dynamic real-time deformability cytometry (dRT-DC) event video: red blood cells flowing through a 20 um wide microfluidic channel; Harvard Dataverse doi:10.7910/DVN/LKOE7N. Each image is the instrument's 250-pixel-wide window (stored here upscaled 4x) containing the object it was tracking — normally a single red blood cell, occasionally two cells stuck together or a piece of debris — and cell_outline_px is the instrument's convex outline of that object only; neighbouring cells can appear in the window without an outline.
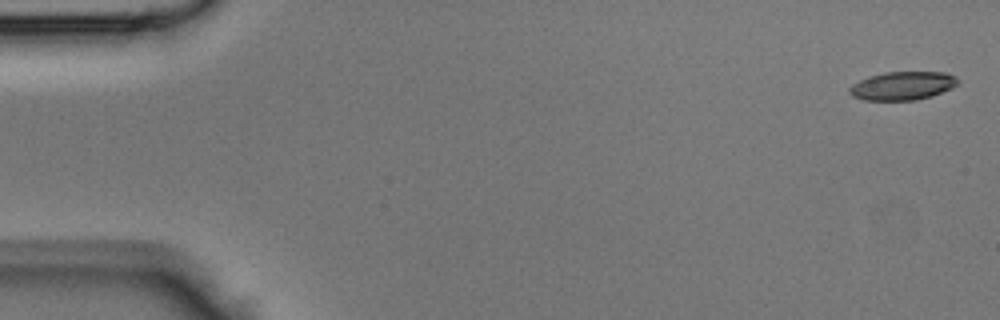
{"species": "Egyptian fruit bat (a non-hibernating species)", "species_latin": "Rousettus aegyptiacus", "temperature_condition": "room temperature", "stored_images_in_passage": 43, "camera_frame_rate_fps": 3000, "um_per_image_px": 0.085, "animal": {"sex": "male"}, "frame": {"image": 1, "passage_image": 1, "time_ms": 0.0, "image_size_px": [1000, 320], "cell_outline_px": [[960, 80], [952, 88], [932, 96], [916, 100], [864, 100], [852, 96], [848, 92], [848, 88], [852, 84], [868, 76], [884, 72], [944, 72], [956, 76]], "centroid_in_image_um": [76.71, 7.29], "position_along_channel_um": 8.3, "area_um2": 18.09}}
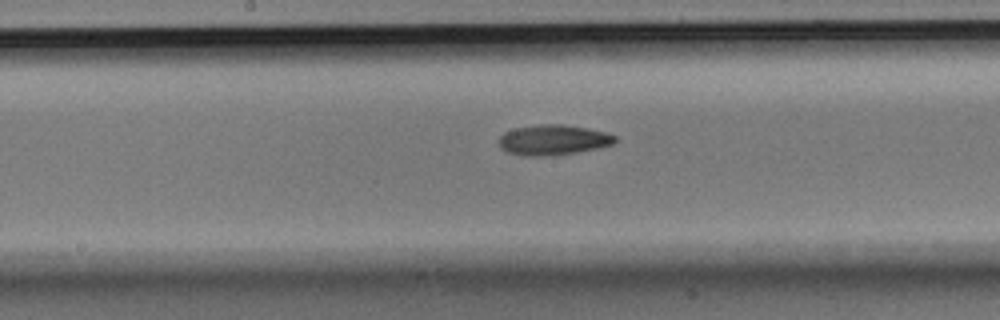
{"frame": {"image": 2, "passage_image": 22, "time_ms": 7.0, "image_size_px": [1000, 320], "cell_outline_px": [[616, 140], [612, 144], [596, 148], [576, 152], [552, 156], [520, 156], [508, 152], [500, 148], [496, 140], [504, 132], [516, 128], [540, 124], [560, 124], [588, 128], [608, 132], [616, 136]], "centroid_in_image_um": [46.98, 11.9], "position_along_channel_um": 201.2, "area_um2": 20.69}}
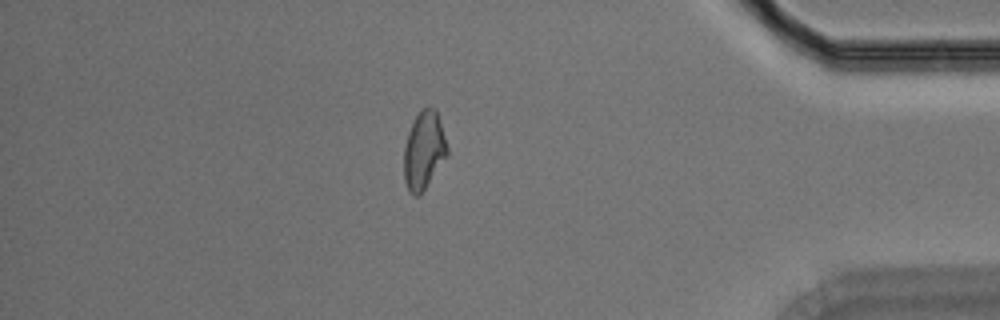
{"frame": {"image": 3, "passage_image": 37, "time_ms": 12.0, "image_size_px": [1000, 320], "cell_outline_px": [[448, 152], [424, 188], [416, 196], [412, 196], [408, 192], [404, 180], [404, 144], [408, 132], [420, 108], [436, 108], [448, 148]], "centroid_in_image_um": [35.99, 12.75], "position_along_channel_um": 399.2, "area_um2": 19.25}}